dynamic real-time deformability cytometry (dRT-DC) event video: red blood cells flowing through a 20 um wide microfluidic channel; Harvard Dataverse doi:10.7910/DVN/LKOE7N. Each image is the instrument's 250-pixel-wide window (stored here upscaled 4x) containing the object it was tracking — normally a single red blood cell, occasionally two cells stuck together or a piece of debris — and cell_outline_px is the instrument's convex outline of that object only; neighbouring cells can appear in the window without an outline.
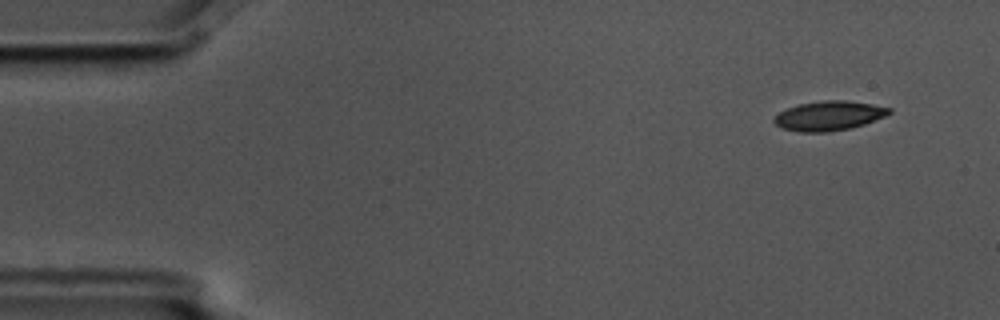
{"species": "common noctule bat (a hibernating species)", "species_latin": "Nyctalus noctula", "temperature_condition": "cold", "stored_images_in_passage": 6, "camera_frame_rate_fps": 3000, "um_per_image_px": 0.085, "animal": {"sex": "male", "body_mass_g": 17.5, "forearm_length_mm": 52.3}, "frame": {"image": 1, "passage_image": 1, "time_ms": 0.0, "image_size_px": [1000, 320], "cell_outline_px": [[892, 112], [884, 116], [864, 124], [852, 128], [828, 132], [800, 132], [780, 128], [772, 120], [780, 112], [788, 108], [800, 104], [820, 100], [844, 100], [872, 104], [892, 108]], "centroid_in_image_um": [70.46, 9.84], "position_along_channel_um": 14.5, "area_um2": 19.77}}
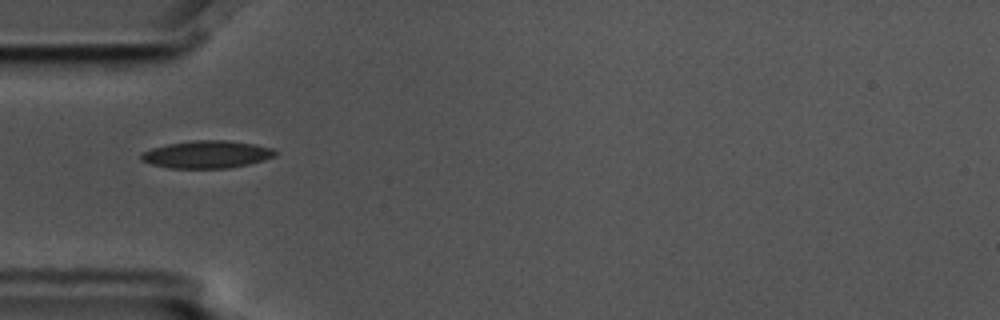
{"frame": {"image": 2, "passage_image": 4, "time_ms": 1.0, "image_size_px": [1000, 320], "cell_outline_px": [[276, 156], [264, 160], [248, 164], [228, 168], [168, 168], [152, 164], [140, 160], [140, 152], [152, 148], [168, 144], [192, 140], [228, 140], [256, 144], [272, 148], [276, 152]], "centroid_in_image_um": [17.57, 13.12], "position_along_channel_um": 67.4, "area_um2": 21.62}}